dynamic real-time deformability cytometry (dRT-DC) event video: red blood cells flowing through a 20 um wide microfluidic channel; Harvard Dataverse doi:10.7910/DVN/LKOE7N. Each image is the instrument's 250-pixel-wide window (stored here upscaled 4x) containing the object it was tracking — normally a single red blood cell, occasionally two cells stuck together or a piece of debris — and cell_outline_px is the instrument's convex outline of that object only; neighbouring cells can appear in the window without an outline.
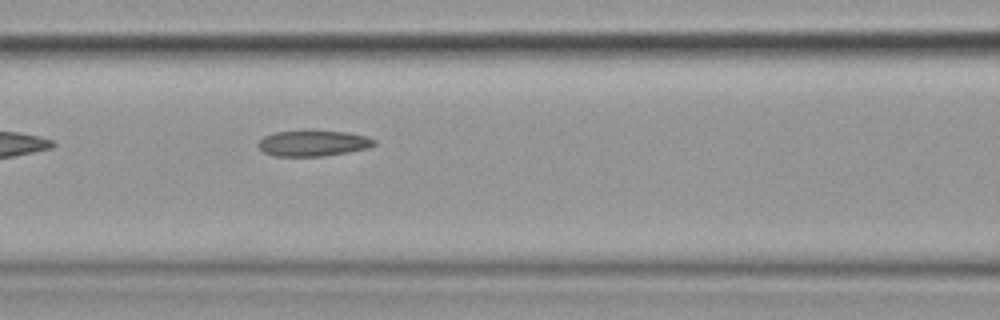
{"species": "common noctule bat (a hibernating species)", "species_latin": "Nyctalus noctula", "temperature_condition": "cold", "stored_images_in_passage": 4, "camera_frame_rate_fps": 3000, "um_per_image_px": 0.085, "animal": {"sex": "female", "body_mass_g": 19.9}, "frame": {"image": 1, "passage_image": 3, "time_ms": 2.333, "image_size_px": [1000, 320], "cell_outline_px": [[376, 144], [368, 148], [348, 152], [320, 156], [276, 156], [264, 152], [256, 144], [264, 136], [276, 132], [304, 128], [308, 128], [348, 132], [368, 136], [376, 140]], "centroid_in_image_um": [26.63, 12.12], "position_along_channel_um": 140.0, "area_um2": 18.15}}